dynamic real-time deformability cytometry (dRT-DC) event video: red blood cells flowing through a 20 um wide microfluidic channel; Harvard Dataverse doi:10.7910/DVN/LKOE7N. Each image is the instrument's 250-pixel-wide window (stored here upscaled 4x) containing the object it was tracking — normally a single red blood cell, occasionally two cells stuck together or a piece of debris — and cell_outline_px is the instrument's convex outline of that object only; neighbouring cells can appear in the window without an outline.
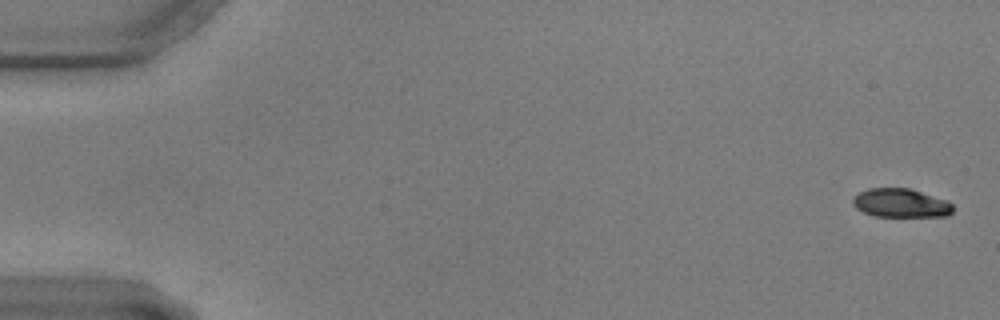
{"species": "common noctule bat (a hibernating species)", "species_latin": "Nyctalus noctula", "temperature_condition": "warm", "stored_images_in_passage": 57, "camera_frame_rate_fps": 3000, "um_per_image_px": 0.085, "animal": {"sex": "male", "body_mass_g": 17.9, "forearm_length_mm": 54.2}, "frame": {"image": 1, "passage_image": 1, "time_ms": 0.0, "image_size_px": [1000, 320], "cell_outline_px": [[952, 212], [948, 216], [876, 216], [864, 212], [856, 208], [852, 204], [852, 200], [860, 192], [868, 188], [908, 188], [948, 200], [952, 204]], "centroid_in_image_um": [76.58, 17.26], "position_along_channel_um": 8.4, "area_um2": 16.65}}
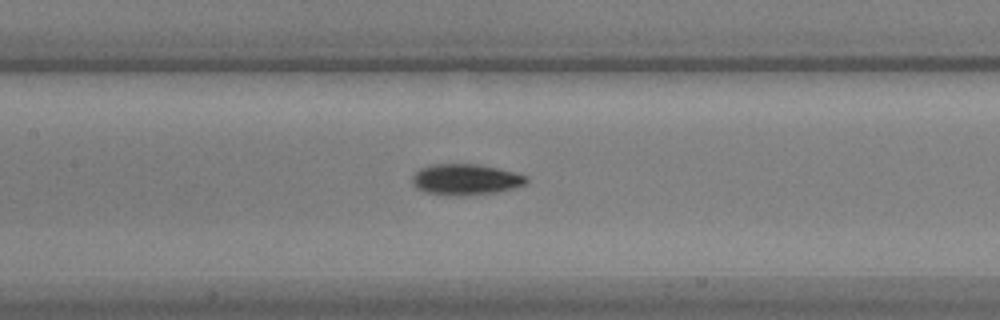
{"frame": {"image": 2, "passage_image": 27, "time_ms": 8.667, "image_size_px": [1000, 320], "cell_outline_px": [[528, 180], [524, 184], [512, 188], [496, 192], [456, 196], [452, 196], [424, 192], [416, 188], [412, 184], [412, 176], [420, 168], [432, 164], [480, 164], [528, 176]], "centroid_in_image_um": [39.53, 15.25], "position_along_channel_um": 167.9, "area_um2": 20.52}}
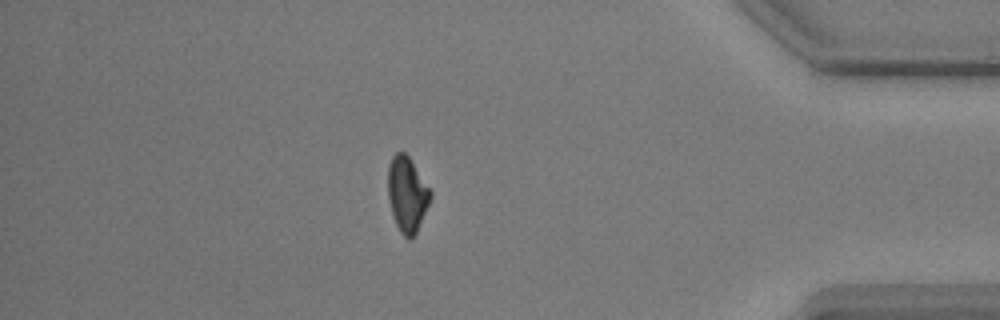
{"frame": {"image": 3, "passage_image": 50, "time_ms": 16.333, "image_size_px": [1000, 320], "cell_outline_px": [[432, 196], [416, 232], [408, 240], [400, 232], [396, 224], [392, 212], [388, 196], [388, 164], [392, 156], [396, 152], [404, 152], [408, 156], [432, 192]], "centroid_in_image_um": [34.59, 16.49], "position_along_channel_um": 400.6, "area_um2": 18.32}}